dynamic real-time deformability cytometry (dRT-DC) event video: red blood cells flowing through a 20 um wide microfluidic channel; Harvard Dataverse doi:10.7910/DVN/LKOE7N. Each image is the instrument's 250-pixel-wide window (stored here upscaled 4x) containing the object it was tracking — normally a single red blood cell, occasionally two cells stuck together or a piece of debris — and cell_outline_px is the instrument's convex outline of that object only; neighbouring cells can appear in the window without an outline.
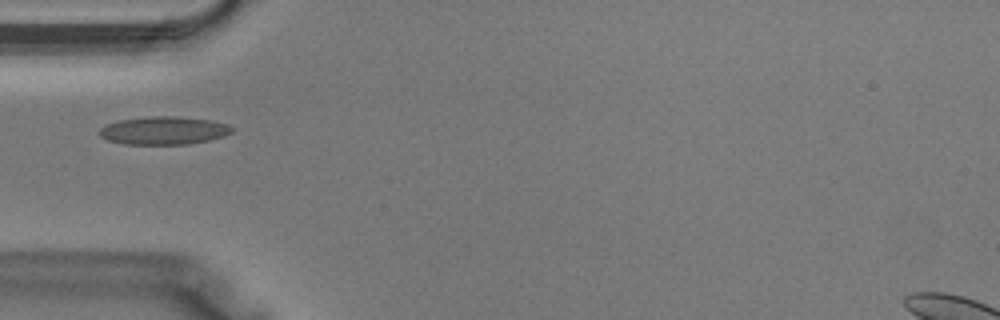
{"species": "Egyptian fruit bat (a non-hibernating species)", "species_latin": "Rousettus aegyptiacus", "temperature_condition": "warm", "stored_images_in_passage": 38, "camera_frame_rate_fps": 3000, "um_per_image_px": 0.085, "animal": {"sex": "male"}, "frame": {"image": 1, "passage_image": 12, "time_ms": 3.667, "image_size_px": [1000, 320], "cell_outline_px": [[232, 132], [224, 136], [208, 140], [188, 144], [124, 144], [108, 140], [100, 136], [100, 128], [108, 124], [120, 120], [156, 116], [176, 116], [208, 120], [228, 124], [232, 128]], "centroid_in_image_um": [13.93, 11.1], "position_along_channel_um": 71.1, "area_um2": 21.33}}
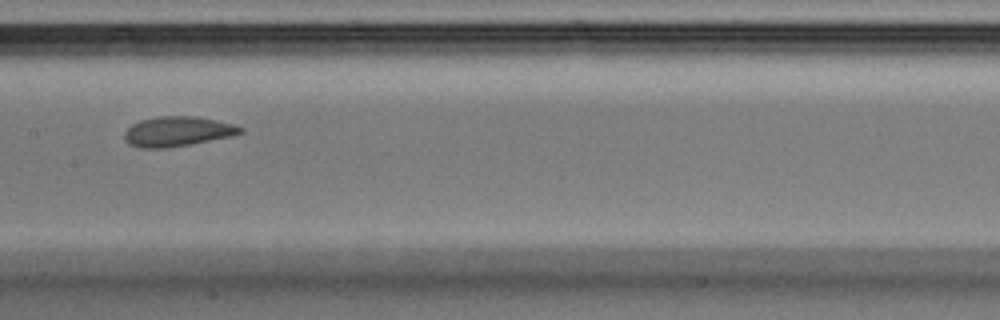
{"frame": {"image": 2, "passage_image": 19, "time_ms": 6.0, "image_size_px": [1000, 320], "cell_outline_px": [[244, 132], [232, 136], [192, 144], [168, 148], [140, 148], [128, 144], [124, 140], [124, 132], [132, 124], [140, 120], [160, 116], [196, 116], [216, 120], [232, 124], [244, 128]], "centroid_in_image_um": [15.07, 11.18], "position_along_channel_um": 192.3, "area_um2": 20.35}}
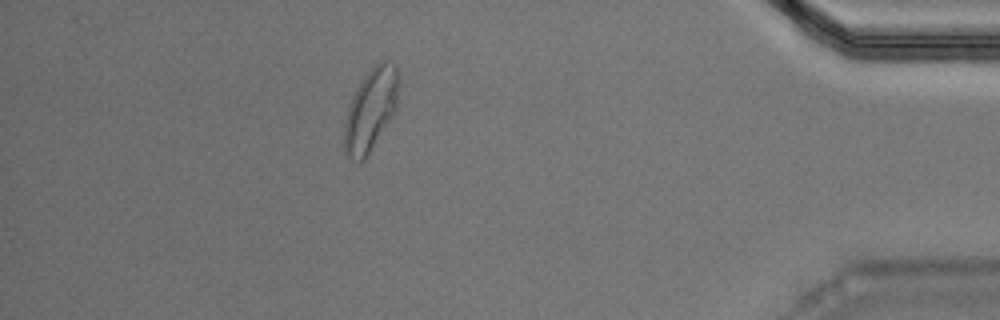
{"frame": {"image": 3, "passage_image": 34, "time_ms": 11.0, "image_size_px": [1000, 320], "cell_outline_px": [[400, 76], [396, 108], [368, 156], [364, 160], [360, 160], [348, 156], [344, 152], [344, 124], [348, 108], [352, 96], [356, 88], [364, 76], [380, 60], [388, 60], [396, 64]], "centroid_in_image_um": [31.53, 9.27], "position_along_channel_um": 403.7, "area_um2": 26.07}}